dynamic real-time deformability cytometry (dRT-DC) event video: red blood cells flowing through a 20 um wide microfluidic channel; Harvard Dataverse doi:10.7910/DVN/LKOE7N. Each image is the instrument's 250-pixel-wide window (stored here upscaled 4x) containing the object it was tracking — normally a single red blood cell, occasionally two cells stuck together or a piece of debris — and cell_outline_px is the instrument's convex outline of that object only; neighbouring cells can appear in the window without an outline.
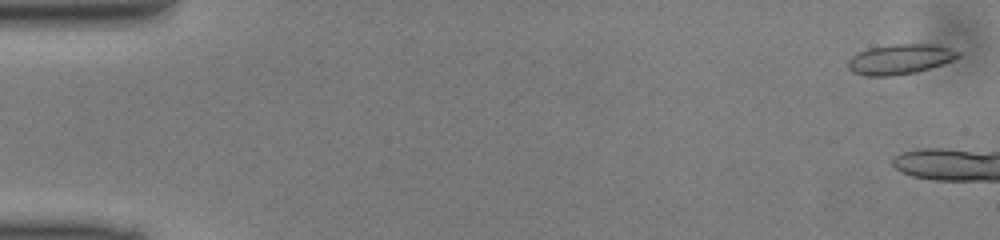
{"species": "common noctule bat (a hibernating species)", "species_latin": "Nyctalus noctula", "temperature_condition": "cold", "stored_images_in_passage": 14, "camera_frame_rate_fps": 3000, "um_per_image_px": 0.085, "animal": {"sex": "male", "body_mass_g": 13.0, "forearm_length_mm": 53.1}, "frame": {"image": 1, "passage_image": 1, "time_ms": 0.0, "image_size_px": [1000, 240], "cell_outline_px": [[960, 56], [952, 60], [916, 72], [892, 76], [868, 76], [852, 72], [848, 68], [848, 60], [852, 56], [868, 48], [892, 44], [928, 44], [948, 48], [960, 52]], "centroid_in_image_um": [76.45, 5.03], "position_along_channel_um": 8.5, "area_um2": 19.02}}
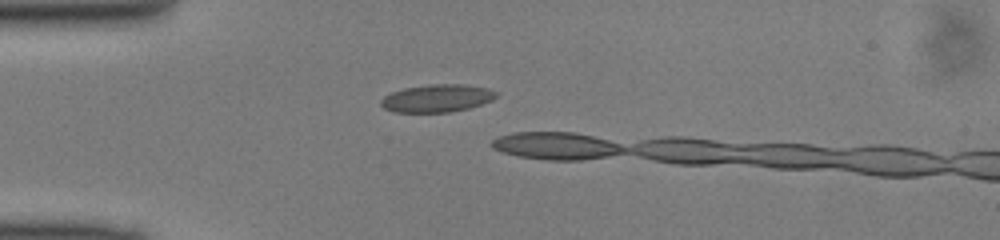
{"frame": {"image": 2, "passage_image": 13, "time_ms": 4.0, "image_size_px": [1000, 240], "cell_outline_px": [[496, 96], [492, 100], [468, 108], [448, 112], [392, 112], [384, 108], [380, 104], [380, 100], [384, 96], [392, 92], [404, 88], [428, 84], [464, 84], [488, 88], [496, 92]], "centroid_in_image_um": [37.11, 8.34], "position_along_channel_um": 47.9, "area_um2": 18.55}}